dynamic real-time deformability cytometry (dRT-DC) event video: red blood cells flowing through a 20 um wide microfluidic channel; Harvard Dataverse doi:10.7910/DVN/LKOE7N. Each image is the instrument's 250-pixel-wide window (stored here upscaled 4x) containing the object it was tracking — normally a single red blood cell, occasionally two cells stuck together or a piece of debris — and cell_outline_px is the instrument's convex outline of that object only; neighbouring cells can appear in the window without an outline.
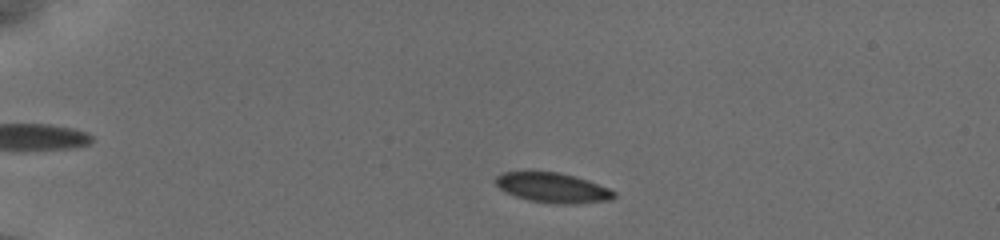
{"species": "common noctule bat (a hibernating species)", "species_latin": "Nyctalus noctula", "temperature_condition": "cold", "stored_images_in_passage": 6, "camera_frame_rate_fps": 3000, "um_per_image_px": 0.085, "animal": {"sex": "female", "body_mass_g": 19.5, "forearm_length_mm": 54.1}, "frame": {"image": 1, "passage_image": 3, "time_ms": 1.667, "image_size_px": [1000, 240], "cell_outline_px": [[616, 196], [612, 200], [572, 204], [556, 204], [528, 200], [516, 196], [500, 188], [496, 184], [496, 176], [504, 172], [560, 172], [576, 176], [588, 180], [608, 188], [616, 192]], "centroid_in_image_um": [47.03, 15.96], "position_along_channel_um": 38.0, "area_um2": 20.52}}